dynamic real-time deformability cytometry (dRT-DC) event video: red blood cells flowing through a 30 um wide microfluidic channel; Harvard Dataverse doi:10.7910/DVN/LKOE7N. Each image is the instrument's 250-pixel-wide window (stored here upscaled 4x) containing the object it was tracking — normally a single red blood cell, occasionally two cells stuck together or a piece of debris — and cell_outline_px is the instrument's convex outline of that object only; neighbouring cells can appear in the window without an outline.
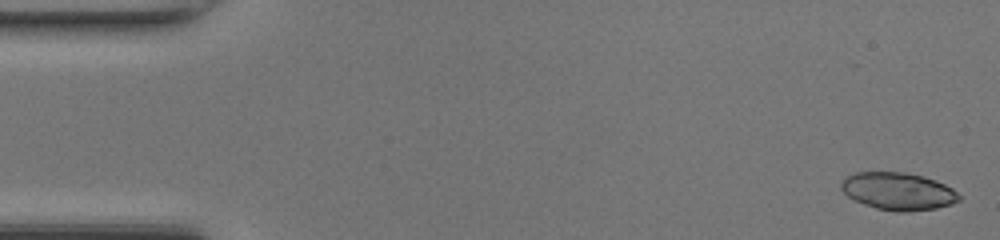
{"species": "common noctule bat (a hibernating species)", "species_latin": "Nyctalus noctula", "temperature_condition": "room temperature", "stored_images_in_passage": 47, "camera_frame_rate_fps": 3000, "um_per_image_px": 0.085, "animal": {"sex": "female", "body_mass_g": 17.0, "forearm_length_mm": 48.0}, "frame": {"image": 1, "passage_image": 1, "time_ms": 0.0, "image_size_px": [1000, 240], "cell_outline_px": [[960, 200], [952, 204], [936, 208], [908, 212], [896, 212], [876, 208], [864, 204], [848, 196], [840, 188], [840, 184], [848, 176], [856, 172], [904, 172], [936, 180], [952, 188], [960, 196]], "centroid_in_image_um": [76.35, 16.26], "position_along_channel_um": 8.6, "area_um2": 25.61}}
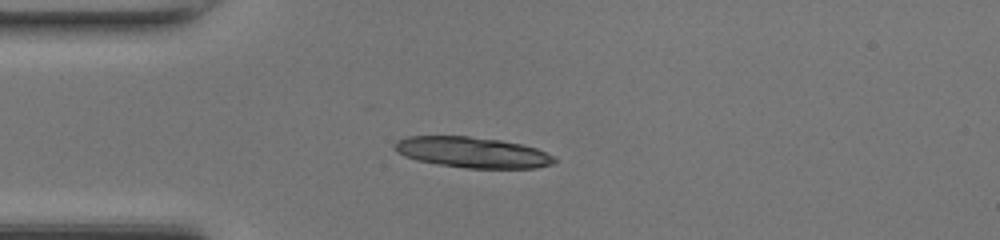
{"frame": {"image": 2, "passage_image": 12, "time_ms": 3.667, "image_size_px": [1000, 240], "cell_outline_px": [[556, 160], [552, 164], [536, 168], [464, 168], [416, 160], [404, 156], [396, 152], [396, 140], [408, 136], [468, 136], [500, 140], [520, 144], [536, 148], [552, 156]], "centroid_in_image_um": [40.13, 12.95], "position_along_channel_um": 44.9, "area_um2": 28.38}}